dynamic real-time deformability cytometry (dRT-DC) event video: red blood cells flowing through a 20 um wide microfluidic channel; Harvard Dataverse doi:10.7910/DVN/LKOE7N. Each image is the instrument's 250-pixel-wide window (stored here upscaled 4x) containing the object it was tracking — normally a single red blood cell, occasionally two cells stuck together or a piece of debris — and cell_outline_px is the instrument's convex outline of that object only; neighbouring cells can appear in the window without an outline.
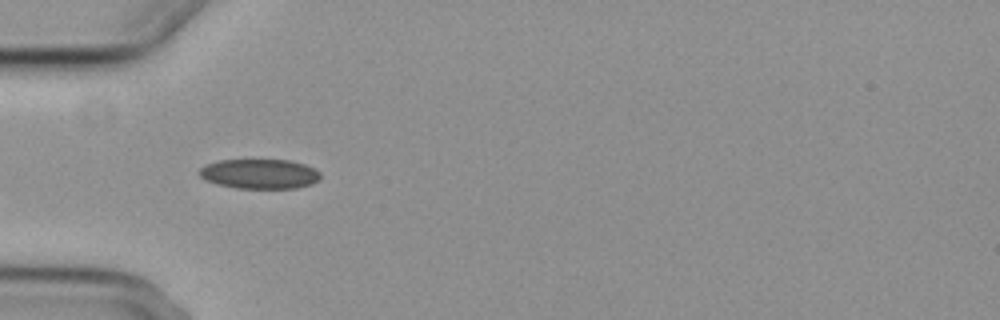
{"species": "common noctule bat (a hibernating species)", "species_latin": "Nyctalus noctula", "temperature_condition": "cold", "stored_images_in_passage": 3, "camera_frame_rate_fps": 3000, "um_per_image_px": 0.085, "animal": {"sex": "female", "body_mass_g": 29.2, "forearm_length_mm": 56.3}, "frame": {"image": 1, "passage_image": 3, "time_ms": 2.333, "image_size_px": [1000, 320], "cell_outline_px": [[320, 180], [312, 184], [296, 188], [236, 188], [216, 184], [200, 176], [200, 168], [204, 164], [220, 160], [288, 160], [304, 164], [320, 172]], "centroid_in_image_um": [22.07, 14.78], "position_along_channel_um": 62.9, "area_um2": 20.92}}